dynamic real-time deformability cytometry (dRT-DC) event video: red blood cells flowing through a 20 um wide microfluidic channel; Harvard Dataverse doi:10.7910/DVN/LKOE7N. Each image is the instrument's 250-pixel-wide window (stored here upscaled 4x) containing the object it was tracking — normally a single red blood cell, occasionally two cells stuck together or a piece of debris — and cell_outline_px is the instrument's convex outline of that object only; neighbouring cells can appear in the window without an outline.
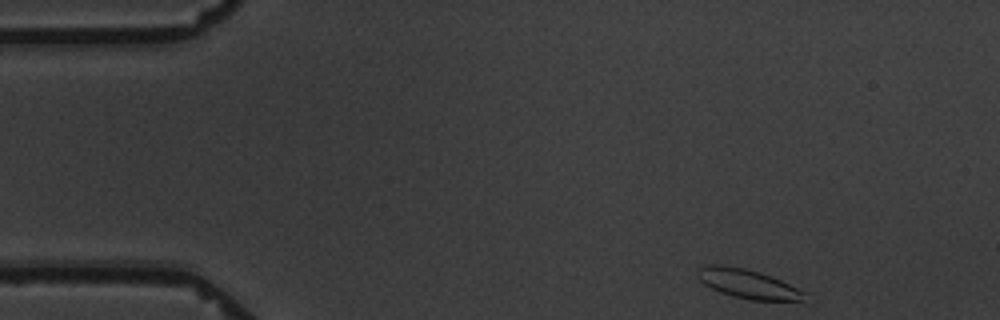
{"species": "common noctule bat (a hibernating species)", "species_latin": "Nyctalus noctula", "temperature_condition": "warm", "stored_images_in_passage": 5, "camera_frame_rate_fps": 3000, "um_per_image_px": 0.085, "animal": {"sex": "male", "body_mass_g": 19.5, "forearm_length_mm": 54.6}, "frame": {"image": 1, "passage_image": 1, "time_ms": 0.0, "image_size_px": [1000, 320], "cell_outline_px": [[804, 300], [752, 300], [732, 296], [720, 292], [704, 284], [696, 276], [696, 268], [708, 264], [720, 264], [744, 268], [760, 272], [780, 280], [804, 292]], "centroid_in_image_um": [63.46, 24.1], "position_along_channel_um": 21.5, "area_um2": 17.98}}